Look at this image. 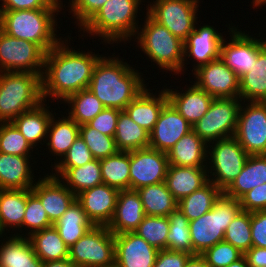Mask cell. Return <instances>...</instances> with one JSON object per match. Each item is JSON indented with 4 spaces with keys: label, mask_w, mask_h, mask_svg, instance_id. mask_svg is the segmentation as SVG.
Wrapping results in <instances>:
<instances>
[{
    "label": "cell",
    "mask_w": 266,
    "mask_h": 267,
    "mask_svg": "<svg viewBox=\"0 0 266 267\" xmlns=\"http://www.w3.org/2000/svg\"><path fill=\"white\" fill-rule=\"evenodd\" d=\"M71 39V34L67 35L45 55L42 96L46 102L51 98V103L59 101L61 105L70 95L87 89L94 67L103 56L92 49L75 50L70 46Z\"/></svg>",
    "instance_id": "1"
},
{
    "label": "cell",
    "mask_w": 266,
    "mask_h": 267,
    "mask_svg": "<svg viewBox=\"0 0 266 267\" xmlns=\"http://www.w3.org/2000/svg\"><path fill=\"white\" fill-rule=\"evenodd\" d=\"M115 55H103L98 60L88 89L105 108L125 110L149 85L145 84L144 74L140 70L124 61L120 55Z\"/></svg>",
    "instance_id": "2"
},
{
    "label": "cell",
    "mask_w": 266,
    "mask_h": 267,
    "mask_svg": "<svg viewBox=\"0 0 266 267\" xmlns=\"http://www.w3.org/2000/svg\"><path fill=\"white\" fill-rule=\"evenodd\" d=\"M142 2L146 0H107L78 32L86 33L87 37L92 35V39L100 37L105 47L107 44L114 47L115 43L126 45L137 33Z\"/></svg>",
    "instance_id": "3"
},
{
    "label": "cell",
    "mask_w": 266,
    "mask_h": 267,
    "mask_svg": "<svg viewBox=\"0 0 266 267\" xmlns=\"http://www.w3.org/2000/svg\"><path fill=\"white\" fill-rule=\"evenodd\" d=\"M62 9L0 10V29L11 37L37 44L45 53L63 37L57 30ZM57 15V16H56Z\"/></svg>",
    "instance_id": "4"
},
{
    "label": "cell",
    "mask_w": 266,
    "mask_h": 267,
    "mask_svg": "<svg viewBox=\"0 0 266 267\" xmlns=\"http://www.w3.org/2000/svg\"><path fill=\"white\" fill-rule=\"evenodd\" d=\"M144 19H140L144 22L141 23L142 25L139 24L133 38V45L137 44L139 47L136 49H140L143 54H146L147 60L154 65L152 69L156 64L157 68L159 67L165 73L182 75L184 42L174 36L166 27L154 21L147 13H145Z\"/></svg>",
    "instance_id": "5"
},
{
    "label": "cell",
    "mask_w": 266,
    "mask_h": 267,
    "mask_svg": "<svg viewBox=\"0 0 266 267\" xmlns=\"http://www.w3.org/2000/svg\"><path fill=\"white\" fill-rule=\"evenodd\" d=\"M42 76L27 72H0V123L12 122L21 113L43 102Z\"/></svg>",
    "instance_id": "6"
},
{
    "label": "cell",
    "mask_w": 266,
    "mask_h": 267,
    "mask_svg": "<svg viewBox=\"0 0 266 267\" xmlns=\"http://www.w3.org/2000/svg\"><path fill=\"white\" fill-rule=\"evenodd\" d=\"M241 210L239 200L222 193L210 211L190 221L193 255H201L215 244L222 242L227 226Z\"/></svg>",
    "instance_id": "7"
},
{
    "label": "cell",
    "mask_w": 266,
    "mask_h": 267,
    "mask_svg": "<svg viewBox=\"0 0 266 267\" xmlns=\"http://www.w3.org/2000/svg\"><path fill=\"white\" fill-rule=\"evenodd\" d=\"M210 144H207L208 179L223 192L241 173L249 154L234 136Z\"/></svg>",
    "instance_id": "8"
},
{
    "label": "cell",
    "mask_w": 266,
    "mask_h": 267,
    "mask_svg": "<svg viewBox=\"0 0 266 267\" xmlns=\"http://www.w3.org/2000/svg\"><path fill=\"white\" fill-rule=\"evenodd\" d=\"M146 13L183 42L198 21L201 0H147Z\"/></svg>",
    "instance_id": "9"
},
{
    "label": "cell",
    "mask_w": 266,
    "mask_h": 267,
    "mask_svg": "<svg viewBox=\"0 0 266 267\" xmlns=\"http://www.w3.org/2000/svg\"><path fill=\"white\" fill-rule=\"evenodd\" d=\"M76 267H105L115 262V238L107 226H93L69 248Z\"/></svg>",
    "instance_id": "10"
},
{
    "label": "cell",
    "mask_w": 266,
    "mask_h": 267,
    "mask_svg": "<svg viewBox=\"0 0 266 267\" xmlns=\"http://www.w3.org/2000/svg\"><path fill=\"white\" fill-rule=\"evenodd\" d=\"M241 104L240 98H214L193 131L206 144L234 136Z\"/></svg>",
    "instance_id": "11"
},
{
    "label": "cell",
    "mask_w": 266,
    "mask_h": 267,
    "mask_svg": "<svg viewBox=\"0 0 266 267\" xmlns=\"http://www.w3.org/2000/svg\"><path fill=\"white\" fill-rule=\"evenodd\" d=\"M225 26L229 29L227 33L230 32L228 33L230 39L228 40L226 36L223 38L220 46V58L240 78L250 71V68L256 63L258 54L265 48L263 35L258 38L262 34L259 32L256 38L247 30L242 32L238 29V25H232V21L231 24Z\"/></svg>",
    "instance_id": "12"
},
{
    "label": "cell",
    "mask_w": 266,
    "mask_h": 267,
    "mask_svg": "<svg viewBox=\"0 0 266 267\" xmlns=\"http://www.w3.org/2000/svg\"><path fill=\"white\" fill-rule=\"evenodd\" d=\"M45 55L37 44L11 37L0 29V72H27L43 76Z\"/></svg>",
    "instance_id": "13"
},
{
    "label": "cell",
    "mask_w": 266,
    "mask_h": 267,
    "mask_svg": "<svg viewBox=\"0 0 266 267\" xmlns=\"http://www.w3.org/2000/svg\"><path fill=\"white\" fill-rule=\"evenodd\" d=\"M234 137L249 155L266 154V102L242 101Z\"/></svg>",
    "instance_id": "14"
},
{
    "label": "cell",
    "mask_w": 266,
    "mask_h": 267,
    "mask_svg": "<svg viewBox=\"0 0 266 267\" xmlns=\"http://www.w3.org/2000/svg\"><path fill=\"white\" fill-rule=\"evenodd\" d=\"M192 74V82L214 98H239V77L221 58L199 66Z\"/></svg>",
    "instance_id": "15"
},
{
    "label": "cell",
    "mask_w": 266,
    "mask_h": 267,
    "mask_svg": "<svg viewBox=\"0 0 266 267\" xmlns=\"http://www.w3.org/2000/svg\"><path fill=\"white\" fill-rule=\"evenodd\" d=\"M167 153L151 147L130 151V190L165 182Z\"/></svg>",
    "instance_id": "16"
},
{
    "label": "cell",
    "mask_w": 266,
    "mask_h": 267,
    "mask_svg": "<svg viewBox=\"0 0 266 267\" xmlns=\"http://www.w3.org/2000/svg\"><path fill=\"white\" fill-rule=\"evenodd\" d=\"M223 38V32L218 31L213 25L203 24L201 26V23L199 25L197 21L194 30L184 41L183 74L188 69L186 66L190 60L193 62V68L191 70L193 72L199 66L219 59L220 46Z\"/></svg>",
    "instance_id": "17"
},
{
    "label": "cell",
    "mask_w": 266,
    "mask_h": 267,
    "mask_svg": "<svg viewBox=\"0 0 266 267\" xmlns=\"http://www.w3.org/2000/svg\"><path fill=\"white\" fill-rule=\"evenodd\" d=\"M193 130L192 125L168 101L149 136V147L168 152L184 135Z\"/></svg>",
    "instance_id": "18"
},
{
    "label": "cell",
    "mask_w": 266,
    "mask_h": 267,
    "mask_svg": "<svg viewBox=\"0 0 266 267\" xmlns=\"http://www.w3.org/2000/svg\"><path fill=\"white\" fill-rule=\"evenodd\" d=\"M37 178L32 192L40 199L49 220L54 224L76 200V195L49 172Z\"/></svg>",
    "instance_id": "19"
},
{
    "label": "cell",
    "mask_w": 266,
    "mask_h": 267,
    "mask_svg": "<svg viewBox=\"0 0 266 267\" xmlns=\"http://www.w3.org/2000/svg\"><path fill=\"white\" fill-rule=\"evenodd\" d=\"M119 190L104 183L76 195L87 218L94 226H107L114 214Z\"/></svg>",
    "instance_id": "20"
},
{
    "label": "cell",
    "mask_w": 266,
    "mask_h": 267,
    "mask_svg": "<svg viewBox=\"0 0 266 267\" xmlns=\"http://www.w3.org/2000/svg\"><path fill=\"white\" fill-rule=\"evenodd\" d=\"M115 262L121 267H153L159 250L134 232L114 234Z\"/></svg>",
    "instance_id": "21"
},
{
    "label": "cell",
    "mask_w": 266,
    "mask_h": 267,
    "mask_svg": "<svg viewBox=\"0 0 266 267\" xmlns=\"http://www.w3.org/2000/svg\"><path fill=\"white\" fill-rule=\"evenodd\" d=\"M190 83L189 86L185 85V90L179 88L180 90L182 89L181 91L172 89L171 87L174 86L171 85L167 88L166 83L163 86L167 93L168 101L193 127L206 114L214 97L197 87L192 81Z\"/></svg>",
    "instance_id": "22"
},
{
    "label": "cell",
    "mask_w": 266,
    "mask_h": 267,
    "mask_svg": "<svg viewBox=\"0 0 266 267\" xmlns=\"http://www.w3.org/2000/svg\"><path fill=\"white\" fill-rule=\"evenodd\" d=\"M35 157L0 153V189H32L37 180L32 165L37 163Z\"/></svg>",
    "instance_id": "23"
},
{
    "label": "cell",
    "mask_w": 266,
    "mask_h": 267,
    "mask_svg": "<svg viewBox=\"0 0 266 267\" xmlns=\"http://www.w3.org/2000/svg\"><path fill=\"white\" fill-rule=\"evenodd\" d=\"M146 86L144 90L125 108L130 118L147 132H151L156 124L168 96L163 87L161 90ZM155 93L152 90H155Z\"/></svg>",
    "instance_id": "24"
},
{
    "label": "cell",
    "mask_w": 266,
    "mask_h": 267,
    "mask_svg": "<svg viewBox=\"0 0 266 267\" xmlns=\"http://www.w3.org/2000/svg\"><path fill=\"white\" fill-rule=\"evenodd\" d=\"M143 204L136 190H120L108 229L113 234L133 232L145 217Z\"/></svg>",
    "instance_id": "25"
},
{
    "label": "cell",
    "mask_w": 266,
    "mask_h": 267,
    "mask_svg": "<svg viewBox=\"0 0 266 267\" xmlns=\"http://www.w3.org/2000/svg\"><path fill=\"white\" fill-rule=\"evenodd\" d=\"M48 105L49 102L47 104L46 101H43L39 106L21 113L12 121L27 142L36 150L42 148L41 146L46 143L49 123L57 110L56 107L53 111Z\"/></svg>",
    "instance_id": "26"
},
{
    "label": "cell",
    "mask_w": 266,
    "mask_h": 267,
    "mask_svg": "<svg viewBox=\"0 0 266 267\" xmlns=\"http://www.w3.org/2000/svg\"><path fill=\"white\" fill-rule=\"evenodd\" d=\"M26 204L27 189H0V235L11 233V235L23 237ZM11 229L12 232H10Z\"/></svg>",
    "instance_id": "27"
},
{
    "label": "cell",
    "mask_w": 266,
    "mask_h": 267,
    "mask_svg": "<svg viewBox=\"0 0 266 267\" xmlns=\"http://www.w3.org/2000/svg\"><path fill=\"white\" fill-rule=\"evenodd\" d=\"M63 114L59 115L55 113L48 127L47 139L44 146L49 151L47 155L50 153V156L52 155L51 157L54 156L56 158V160L53 158L55 162H51V168L65 156L76 138L80 135V126L67 115L65 116V113Z\"/></svg>",
    "instance_id": "28"
},
{
    "label": "cell",
    "mask_w": 266,
    "mask_h": 267,
    "mask_svg": "<svg viewBox=\"0 0 266 267\" xmlns=\"http://www.w3.org/2000/svg\"><path fill=\"white\" fill-rule=\"evenodd\" d=\"M208 181L207 167L169 165L165 177V184L177 202L203 187Z\"/></svg>",
    "instance_id": "29"
},
{
    "label": "cell",
    "mask_w": 266,
    "mask_h": 267,
    "mask_svg": "<svg viewBox=\"0 0 266 267\" xmlns=\"http://www.w3.org/2000/svg\"><path fill=\"white\" fill-rule=\"evenodd\" d=\"M9 235H0V267H43L28 237Z\"/></svg>",
    "instance_id": "30"
},
{
    "label": "cell",
    "mask_w": 266,
    "mask_h": 267,
    "mask_svg": "<svg viewBox=\"0 0 266 267\" xmlns=\"http://www.w3.org/2000/svg\"><path fill=\"white\" fill-rule=\"evenodd\" d=\"M169 165L207 167V144L192 130L168 152Z\"/></svg>",
    "instance_id": "31"
},
{
    "label": "cell",
    "mask_w": 266,
    "mask_h": 267,
    "mask_svg": "<svg viewBox=\"0 0 266 267\" xmlns=\"http://www.w3.org/2000/svg\"><path fill=\"white\" fill-rule=\"evenodd\" d=\"M264 183H266V154L249 155L241 173L223 194L239 200L244 194Z\"/></svg>",
    "instance_id": "32"
},
{
    "label": "cell",
    "mask_w": 266,
    "mask_h": 267,
    "mask_svg": "<svg viewBox=\"0 0 266 267\" xmlns=\"http://www.w3.org/2000/svg\"><path fill=\"white\" fill-rule=\"evenodd\" d=\"M53 226L58 231L64 243L70 248L94 225L87 218L81 204L75 200Z\"/></svg>",
    "instance_id": "33"
},
{
    "label": "cell",
    "mask_w": 266,
    "mask_h": 267,
    "mask_svg": "<svg viewBox=\"0 0 266 267\" xmlns=\"http://www.w3.org/2000/svg\"><path fill=\"white\" fill-rule=\"evenodd\" d=\"M28 238L35 254L43 263L69 259V247L54 226L34 232Z\"/></svg>",
    "instance_id": "34"
},
{
    "label": "cell",
    "mask_w": 266,
    "mask_h": 267,
    "mask_svg": "<svg viewBox=\"0 0 266 267\" xmlns=\"http://www.w3.org/2000/svg\"><path fill=\"white\" fill-rule=\"evenodd\" d=\"M146 216H165L177 209L175 200L165 182L144 186L136 190Z\"/></svg>",
    "instance_id": "35"
},
{
    "label": "cell",
    "mask_w": 266,
    "mask_h": 267,
    "mask_svg": "<svg viewBox=\"0 0 266 267\" xmlns=\"http://www.w3.org/2000/svg\"><path fill=\"white\" fill-rule=\"evenodd\" d=\"M242 101L266 102V47L258 54L250 71L239 78Z\"/></svg>",
    "instance_id": "36"
},
{
    "label": "cell",
    "mask_w": 266,
    "mask_h": 267,
    "mask_svg": "<svg viewBox=\"0 0 266 267\" xmlns=\"http://www.w3.org/2000/svg\"><path fill=\"white\" fill-rule=\"evenodd\" d=\"M150 133L137 125L130 116L121 110L114 136L118 151L130 152L149 147Z\"/></svg>",
    "instance_id": "37"
},
{
    "label": "cell",
    "mask_w": 266,
    "mask_h": 267,
    "mask_svg": "<svg viewBox=\"0 0 266 267\" xmlns=\"http://www.w3.org/2000/svg\"><path fill=\"white\" fill-rule=\"evenodd\" d=\"M103 183L120 190L130 189V152L118 151L100 159Z\"/></svg>",
    "instance_id": "38"
},
{
    "label": "cell",
    "mask_w": 266,
    "mask_h": 267,
    "mask_svg": "<svg viewBox=\"0 0 266 267\" xmlns=\"http://www.w3.org/2000/svg\"><path fill=\"white\" fill-rule=\"evenodd\" d=\"M65 103L68 104L69 109L66 108L64 113L79 126L88 124L105 109L103 104L88 88L70 95L61 104L64 105Z\"/></svg>",
    "instance_id": "39"
},
{
    "label": "cell",
    "mask_w": 266,
    "mask_h": 267,
    "mask_svg": "<svg viewBox=\"0 0 266 267\" xmlns=\"http://www.w3.org/2000/svg\"><path fill=\"white\" fill-rule=\"evenodd\" d=\"M222 193L214 183L208 181L203 187L181 199L177 208L192 221L210 211Z\"/></svg>",
    "instance_id": "40"
},
{
    "label": "cell",
    "mask_w": 266,
    "mask_h": 267,
    "mask_svg": "<svg viewBox=\"0 0 266 267\" xmlns=\"http://www.w3.org/2000/svg\"><path fill=\"white\" fill-rule=\"evenodd\" d=\"M59 179L75 194L102 184L101 165L99 159L75 168H68Z\"/></svg>",
    "instance_id": "41"
},
{
    "label": "cell",
    "mask_w": 266,
    "mask_h": 267,
    "mask_svg": "<svg viewBox=\"0 0 266 267\" xmlns=\"http://www.w3.org/2000/svg\"><path fill=\"white\" fill-rule=\"evenodd\" d=\"M169 233L167 235V250L183 251L193 255V245L190 237L189 220L177 208L168 216Z\"/></svg>",
    "instance_id": "42"
},
{
    "label": "cell",
    "mask_w": 266,
    "mask_h": 267,
    "mask_svg": "<svg viewBox=\"0 0 266 267\" xmlns=\"http://www.w3.org/2000/svg\"><path fill=\"white\" fill-rule=\"evenodd\" d=\"M133 232L157 250L167 249L169 219L165 216H145Z\"/></svg>",
    "instance_id": "43"
},
{
    "label": "cell",
    "mask_w": 266,
    "mask_h": 267,
    "mask_svg": "<svg viewBox=\"0 0 266 267\" xmlns=\"http://www.w3.org/2000/svg\"><path fill=\"white\" fill-rule=\"evenodd\" d=\"M223 241L230 243L243 254L252 247L251 213L241 210L227 226Z\"/></svg>",
    "instance_id": "44"
},
{
    "label": "cell",
    "mask_w": 266,
    "mask_h": 267,
    "mask_svg": "<svg viewBox=\"0 0 266 267\" xmlns=\"http://www.w3.org/2000/svg\"><path fill=\"white\" fill-rule=\"evenodd\" d=\"M51 226H53V223L49 220L40 199L31 189H27V204L23 219V237H29L32 233Z\"/></svg>",
    "instance_id": "45"
},
{
    "label": "cell",
    "mask_w": 266,
    "mask_h": 267,
    "mask_svg": "<svg viewBox=\"0 0 266 267\" xmlns=\"http://www.w3.org/2000/svg\"><path fill=\"white\" fill-rule=\"evenodd\" d=\"M33 149L12 122L0 123V153L33 157Z\"/></svg>",
    "instance_id": "46"
},
{
    "label": "cell",
    "mask_w": 266,
    "mask_h": 267,
    "mask_svg": "<svg viewBox=\"0 0 266 267\" xmlns=\"http://www.w3.org/2000/svg\"><path fill=\"white\" fill-rule=\"evenodd\" d=\"M94 159L93 154L79 135L65 156L50 169L52 173L50 171L49 173L59 178L68 168L81 167Z\"/></svg>",
    "instance_id": "47"
},
{
    "label": "cell",
    "mask_w": 266,
    "mask_h": 267,
    "mask_svg": "<svg viewBox=\"0 0 266 267\" xmlns=\"http://www.w3.org/2000/svg\"><path fill=\"white\" fill-rule=\"evenodd\" d=\"M80 136L95 159H103L118 152L114 137L104 135L88 124L80 125Z\"/></svg>",
    "instance_id": "48"
},
{
    "label": "cell",
    "mask_w": 266,
    "mask_h": 267,
    "mask_svg": "<svg viewBox=\"0 0 266 267\" xmlns=\"http://www.w3.org/2000/svg\"><path fill=\"white\" fill-rule=\"evenodd\" d=\"M209 267H227L244 254L230 243L219 242L201 254Z\"/></svg>",
    "instance_id": "49"
},
{
    "label": "cell",
    "mask_w": 266,
    "mask_h": 267,
    "mask_svg": "<svg viewBox=\"0 0 266 267\" xmlns=\"http://www.w3.org/2000/svg\"><path fill=\"white\" fill-rule=\"evenodd\" d=\"M67 11L72 15L78 29H81L106 3L107 0H68Z\"/></svg>",
    "instance_id": "50"
},
{
    "label": "cell",
    "mask_w": 266,
    "mask_h": 267,
    "mask_svg": "<svg viewBox=\"0 0 266 267\" xmlns=\"http://www.w3.org/2000/svg\"><path fill=\"white\" fill-rule=\"evenodd\" d=\"M0 10L63 9V0H0ZM64 5V6H63Z\"/></svg>",
    "instance_id": "51"
},
{
    "label": "cell",
    "mask_w": 266,
    "mask_h": 267,
    "mask_svg": "<svg viewBox=\"0 0 266 267\" xmlns=\"http://www.w3.org/2000/svg\"><path fill=\"white\" fill-rule=\"evenodd\" d=\"M120 111L116 108H105L88 125L104 135L114 137Z\"/></svg>",
    "instance_id": "52"
},
{
    "label": "cell",
    "mask_w": 266,
    "mask_h": 267,
    "mask_svg": "<svg viewBox=\"0 0 266 267\" xmlns=\"http://www.w3.org/2000/svg\"><path fill=\"white\" fill-rule=\"evenodd\" d=\"M241 209L247 212L266 210V183L253 188L240 199Z\"/></svg>",
    "instance_id": "53"
},
{
    "label": "cell",
    "mask_w": 266,
    "mask_h": 267,
    "mask_svg": "<svg viewBox=\"0 0 266 267\" xmlns=\"http://www.w3.org/2000/svg\"><path fill=\"white\" fill-rule=\"evenodd\" d=\"M252 246L266 248V210L251 213Z\"/></svg>",
    "instance_id": "54"
},
{
    "label": "cell",
    "mask_w": 266,
    "mask_h": 267,
    "mask_svg": "<svg viewBox=\"0 0 266 267\" xmlns=\"http://www.w3.org/2000/svg\"><path fill=\"white\" fill-rule=\"evenodd\" d=\"M190 256L183 251L159 250L153 267H184Z\"/></svg>",
    "instance_id": "55"
},
{
    "label": "cell",
    "mask_w": 266,
    "mask_h": 267,
    "mask_svg": "<svg viewBox=\"0 0 266 267\" xmlns=\"http://www.w3.org/2000/svg\"><path fill=\"white\" fill-rule=\"evenodd\" d=\"M244 256L249 267H266V248L252 246Z\"/></svg>",
    "instance_id": "56"
},
{
    "label": "cell",
    "mask_w": 266,
    "mask_h": 267,
    "mask_svg": "<svg viewBox=\"0 0 266 267\" xmlns=\"http://www.w3.org/2000/svg\"><path fill=\"white\" fill-rule=\"evenodd\" d=\"M184 267H209V266L207 265L206 259L202 255L195 254L191 255L188 258Z\"/></svg>",
    "instance_id": "57"
},
{
    "label": "cell",
    "mask_w": 266,
    "mask_h": 267,
    "mask_svg": "<svg viewBox=\"0 0 266 267\" xmlns=\"http://www.w3.org/2000/svg\"><path fill=\"white\" fill-rule=\"evenodd\" d=\"M43 267H76L69 259L55 260L43 263Z\"/></svg>",
    "instance_id": "58"
},
{
    "label": "cell",
    "mask_w": 266,
    "mask_h": 267,
    "mask_svg": "<svg viewBox=\"0 0 266 267\" xmlns=\"http://www.w3.org/2000/svg\"><path fill=\"white\" fill-rule=\"evenodd\" d=\"M227 267H249L246 257L243 255L237 261L231 263Z\"/></svg>",
    "instance_id": "59"
},
{
    "label": "cell",
    "mask_w": 266,
    "mask_h": 267,
    "mask_svg": "<svg viewBox=\"0 0 266 267\" xmlns=\"http://www.w3.org/2000/svg\"><path fill=\"white\" fill-rule=\"evenodd\" d=\"M251 7L252 8H256V9H259L264 6L266 8V0H252L251 2ZM254 6V7H253Z\"/></svg>",
    "instance_id": "60"
},
{
    "label": "cell",
    "mask_w": 266,
    "mask_h": 267,
    "mask_svg": "<svg viewBox=\"0 0 266 267\" xmlns=\"http://www.w3.org/2000/svg\"><path fill=\"white\" fill-rule=\"evenodd\" d=\"M105 267H121L120 265H118L116 262H114L113 264L111 265H107Z\"/></svg>",
    "instance_id": "61"
},
{
    "label": "cell",
    "mask_w": 266,
    "mask_h": 267,
    "mask_svg": "<svg viewBox=\"0 0 266 267\" xmlns=\"http://www.w3.org/2000/svg\"><path fill=\"white\" fill-rule=\"evenodd\" d=\"M263 42H264V45L266 47V38L265 39L263 38Z\"/></svg>",
    "instance_id": "62"
}]
</instances>
